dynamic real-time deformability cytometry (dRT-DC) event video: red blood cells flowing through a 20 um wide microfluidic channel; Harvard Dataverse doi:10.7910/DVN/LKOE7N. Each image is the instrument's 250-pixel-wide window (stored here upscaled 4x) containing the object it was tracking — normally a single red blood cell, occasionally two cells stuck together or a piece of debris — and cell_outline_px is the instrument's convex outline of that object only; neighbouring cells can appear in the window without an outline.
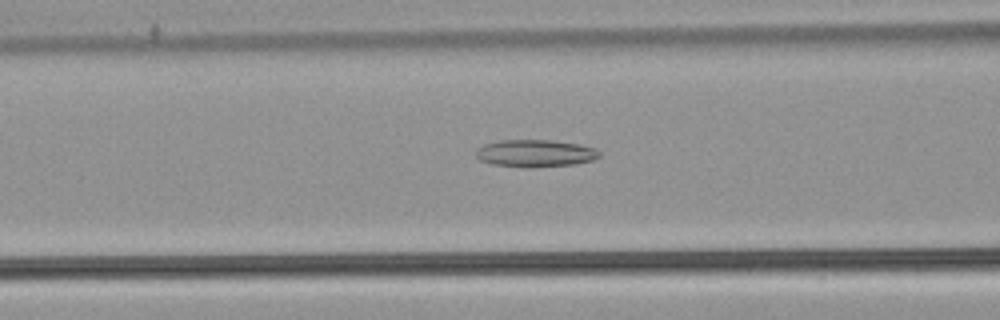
{"species": "common noctule bat (a hibernating species)", "species_latin": "Nyctalus noctula", "temperature_condition": "warm", "stored_images_in_passage": 45, "camera_frame_rate_fps": 3000, "um_per_image_px": 0.085, "animal": {"sex": "male", "body_mass_g": 21.5, "forearm_length_mm": 52.0}, "frame": {"image": 1, "passage_image": 14, "time_ms": 4.333, "image_size_px": [1000, 320], "cell_outline_px": [[600, 156], [592, 160], [576, 164], [492, 164], [480, 160], [476, 156], [476, 148], [484, 144], [500, 140], [552, 140], [580, 144], [596, 148], [600, 152]], "centroid_in_image_um": [45.52, 12.96], "position_along_channel_um": 121.1, "area_um2": 18.61}}
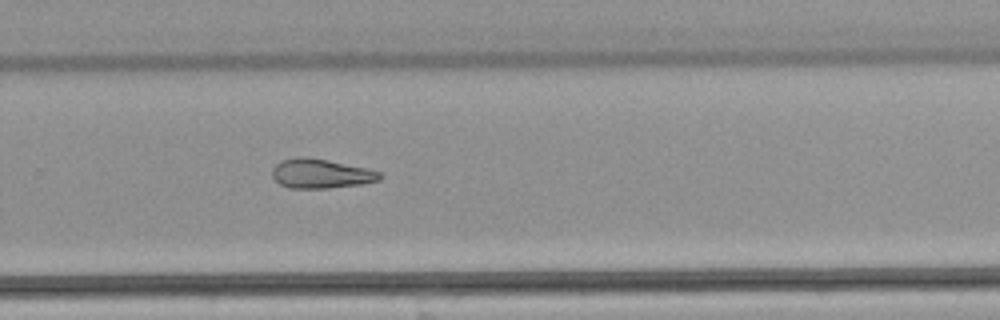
{"frame": {"image": 2, "passage_image": 28, "time_ms": 9.0, "image_size_px": [1000, 320], "cell_outline_px": [[384, 176], [380, 180], [360, 184], [328, 188], [288, 188], [280, 184], [272, 176], [272, 168], [280, 160], [300, 156], [304, 156], [328, 160], [364, 168], [380, 172]], "centroid_in_image_um": [27.24, 14.75], "position_along_channel_um": 302.6, "area_um2": 18.38}}
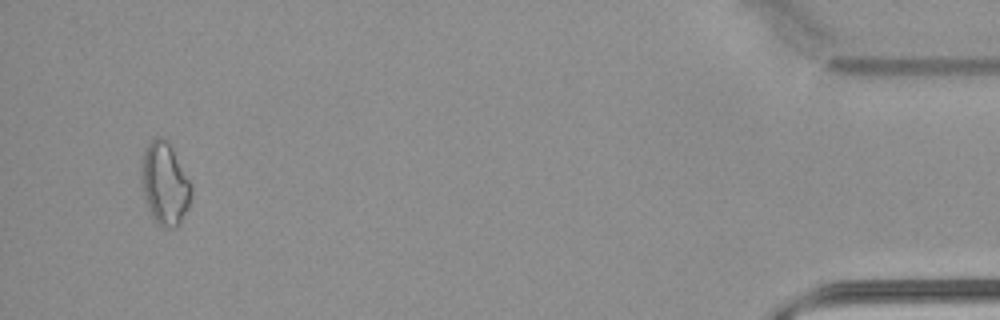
{"frame": {"image": 3, "passage_image": 43, "time_ms": 14.0, "image_size_px": [1000, 320], "cell_outline_px": [[192, 196], [188, 208], [180, 224], [172, 228], [164, 228], [152, 216], [144, 196], [140, 180], [140, 160], [148, 144], [156, 136], [160, 136], [168, 140], [192, 184]], "centroid_in_image_um": [14.01, 15.58], "position_along_channel_um": 421.2, "area_um2": 24.28}}